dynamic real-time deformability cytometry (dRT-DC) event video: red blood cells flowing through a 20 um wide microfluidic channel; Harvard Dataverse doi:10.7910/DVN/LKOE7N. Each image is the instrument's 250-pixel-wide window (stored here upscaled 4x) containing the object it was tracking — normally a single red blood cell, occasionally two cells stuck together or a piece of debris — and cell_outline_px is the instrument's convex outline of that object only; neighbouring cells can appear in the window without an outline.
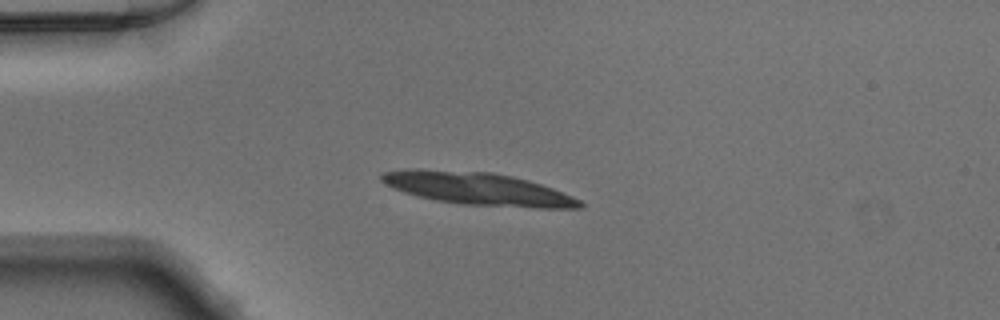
{"species": "Egyptian fruit bat (a non-hibernating species)", "species_latin": "Rousettus aegyptiacus", "temperature_condition": "warm", "stored_images_in_passage": 10, "camera_frame_rate_fps": 3000, "um_per_image_px": 0.085, "animal": {"sex": "male"}, "frame": {"image": 1, "passage_image": 1, "time_ms": 0.0, "image_size_px": [1000, 320], "cell_outline_px": [[584, 208], [536, 208], [464, 204], [436, 200], [416, 196], [404, 192], [384, 184], [380, 180], [380, 176], [384, 172], [404, 168], [420, 168], [492, 172], [512, 176], [528, 180], [552, 188], [572, 196], [580, 200], [584, 204]], "centroid_in_image_um": [40.58, 16.03], "position_along_channel_um": 44.4, "area_um2": 37.92}}